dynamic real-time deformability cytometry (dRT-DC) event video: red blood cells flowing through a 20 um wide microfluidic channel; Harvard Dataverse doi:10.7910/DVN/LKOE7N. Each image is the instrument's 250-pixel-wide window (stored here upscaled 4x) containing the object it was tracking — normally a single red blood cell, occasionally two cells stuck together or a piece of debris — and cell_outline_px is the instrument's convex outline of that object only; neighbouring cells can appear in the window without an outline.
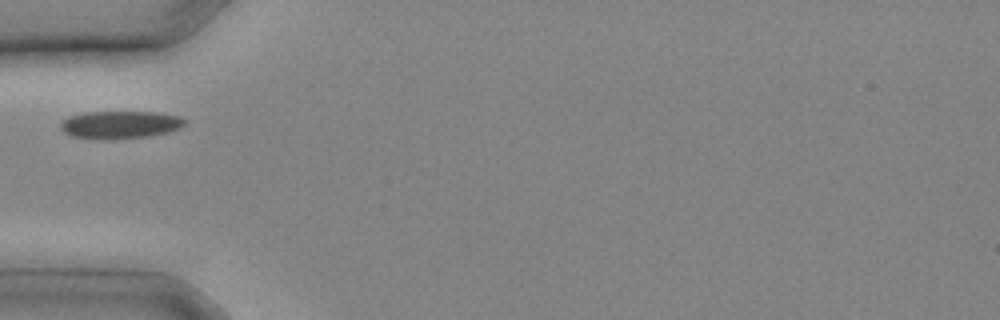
{"species": "common noctule bat (a hibernating species)", "species_latin": "Nyctalus noctula", "temperature_condition": "cold", "stored_images_in_passage": 2, "camera_frame_rate_fps": 3000, "um_per_image_px": 0.085, "animal": {"sex": "male", "body_mass_g": 20.4}, "frame": {"image": 1, "passage_image": 1, "time_ms": 0.0, "image_size_px": [1000, 320], "cell_outline_px": [[184, 124], [180, 128], [168, 132], [148, 136], [116, 140], [100, 140], [72, 136], [64, 132], [60, 128], [60, 124], [68, 116], [84, 112], [156, 112], [180, 116], [184, 120]], "centroid_in_image_um": [10.18, 10.61], "position_along_channel_um": 74.8, "area_um2": 20.23}}